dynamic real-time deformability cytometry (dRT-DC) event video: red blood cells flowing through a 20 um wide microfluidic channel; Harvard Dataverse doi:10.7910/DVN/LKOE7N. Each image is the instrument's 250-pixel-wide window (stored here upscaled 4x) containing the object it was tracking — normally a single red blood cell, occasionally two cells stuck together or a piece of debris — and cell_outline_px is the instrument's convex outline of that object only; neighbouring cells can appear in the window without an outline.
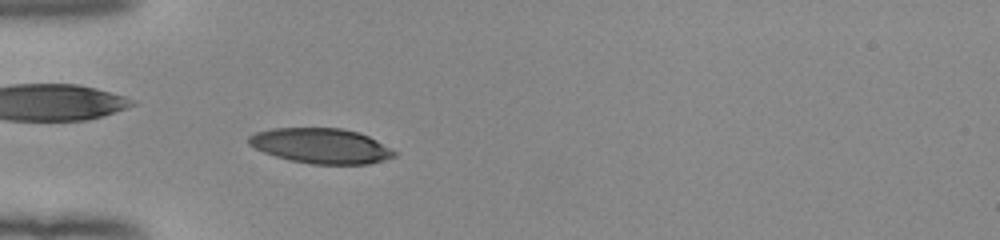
{"species": "human", "species_latin": "Homo sapiens", "temperature_condition": "room temperature", "stored_images_in_passage": 47, "camera_frame_rate_fps": 3000, "um_per_image_px": 0.085, "donor": {"sex": "female"}, "frame": {"image": 1, "passage_image": 11, "time_ms": 3.333, "image_size_px": [1000, 240], "cell_outline_px": [[396, 156], [384, 160], [368, 164], [312, 164], [292, 160], [276, 156], [264, 152], [248, 144], [248, 136], [256, 132], [272, 128], [340, 128], [360, 132], [376, 140], [396, 152]], "centroid_in_image_um": [27.28, 12.39], "position_along_channel_um": 57.7, "area_um2": 29.65}}
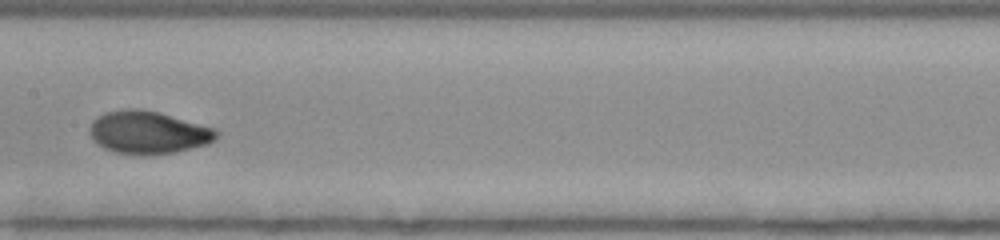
{"frame": {"image": 2, "passage_image": 22, "time_ms": 7.0, "image_size_px": [1000, 240], "cell_outline_px": [[220, 132], [208, 144], [176, 152], [144, 156], [116, 152], [104, 148], [96, 144], [92, 140], [88, 132], [88, 128], [92, 120], [104, 112], [124, 108], [140, 108], [160, 112], [216, 128]], "centroid_in_image_um": [12.56, 11.25], "position_along_channel_um": 194.8, "area_um2": 32.19}}
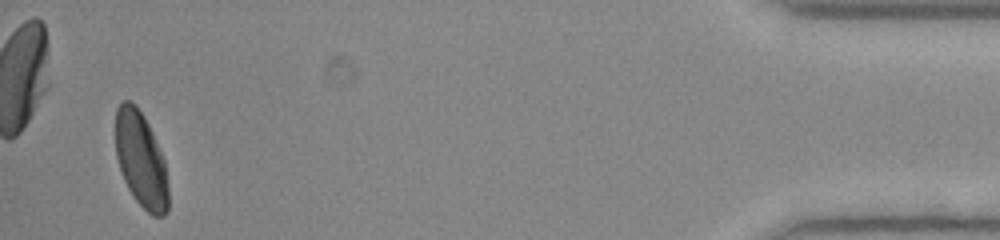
{"frame": {"image": 3, "passage_image": 45, "time_ms": 14.667, "image_size_px": [1000, 240], "cell_outline_px": [[168, 212], [164, 216], [152, 216], [136, 200], [128, 188], [124, 180], [116, 156], [116, 108], [124, 100], [128, 100], [136, 104], [144, 116], [152, 132], [164, 160], [168, 184]], "centroid_in_image_um": [11.99, 13.58], "position_along_channel_um": 423.2, "area_um2": 29.25}, "authors_computed_cell_mechanics": {"area_um2": 29.4202, "velocity_mm_per_s": 3.9581, "shape_relaxation_time_tau1_ms": 3.4089, "shape_relaxation_time_tau2_ms": 0.8791, "deformation_change_tau1": 0.186, "deformation_change_tau2": 0.0373}}